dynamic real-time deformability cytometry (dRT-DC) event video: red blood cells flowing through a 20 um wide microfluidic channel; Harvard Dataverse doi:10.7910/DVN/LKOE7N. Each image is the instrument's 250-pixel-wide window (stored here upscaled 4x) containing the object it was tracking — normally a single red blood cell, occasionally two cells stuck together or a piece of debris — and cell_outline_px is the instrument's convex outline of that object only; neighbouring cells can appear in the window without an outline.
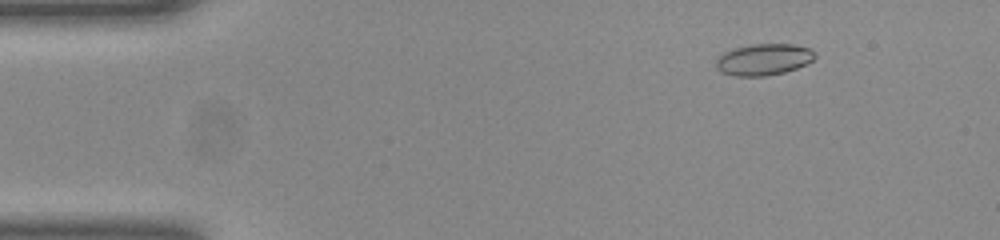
{"species": "common noctule bat (a hibernating species)", "species_latin": "Nyctalus noctula", "temperature_condition": "room temperature", "stored_images_in_passage": 51, "camera_frame_rate_fps": 3000, "um_per_image_px": 0.085, "animal": {"sex": "female", "body_mass_g": 23.0, "forearm_length_mm": 53.4}, "frame": {"image": 1, "passage_image": 7, "time_ms": 2.0, "image_size_px": [1000, 240], "cell_outline_px": [[816, 56], [812, 60], [796, 68], [784, 72], [764, 76], [736, 76], [720, 72], [716, 68], [716, 60], [724, 52], [736, 48], [752, 44], [792, 44], [808, 48], [816, 52]], "centroid_in_image_um": [64.9, 5.06], "position_along_channel_um": 20.1, "area_um2": 17.98}}
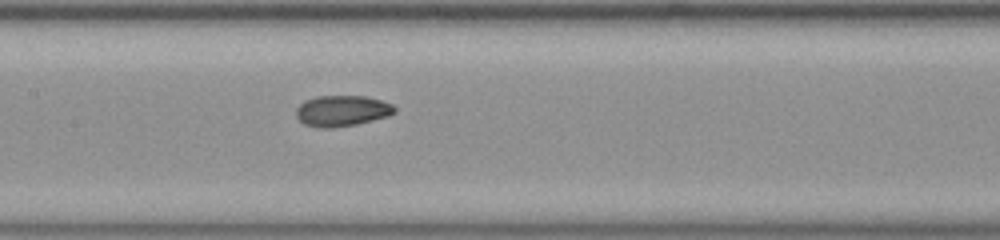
{"frame": {"image": 2, "passage_image": 25, "time_ms": 8.0, "image_size_px": [1000, 240], "cell_outline_px": [[396, 112], [388, 116], [356, 124], [332, 128], [320, 128], [304, 124], [296, 116], [296, 108], [304, 100], [316, 96], [368, 96], [392, 104], [396, 108]], "centroid_in_image_um": [29.06, 9.41], "position_along_channel_um": 178.3, "area_um2": 17.8}}
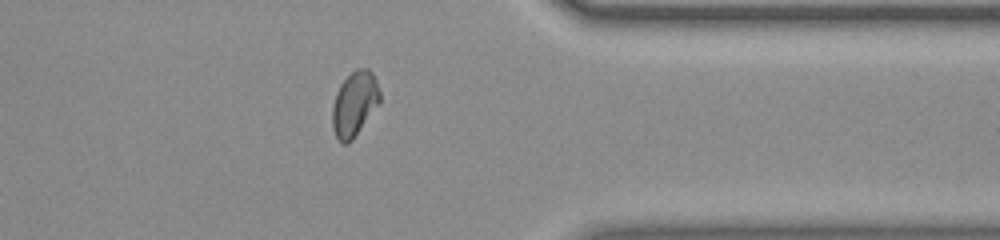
{"frame": {"image": 3, "passage_image": 41, "time_ms": 13.333, "image_size_px": [1000, 240], "cell_outline_px": [[380, 100], [352, 140], [348, 144], [344, 144], [336, 136], [332, 128], [332, 104], [336, 92], [340, 84], [356, 68], [368, 68], [372, 72], [376, 80], [380, 92]], "centroid_in_image_um": [30.1, 8.8], "position_along_channel_um": 381.3, "area_um2": 17.69}, "authors_computed_cell_mechanics": {"area_um2": 17.6868, "velocity_mm_per_s": 4.0386, "shape_relaxation_time_tau1_ms": 11.1812, "shape_relaxation_time_tau2_ms": 1.4439, "deformation_change_tau1": 0.2111, "deformation_change_tau2": 0.0484}}